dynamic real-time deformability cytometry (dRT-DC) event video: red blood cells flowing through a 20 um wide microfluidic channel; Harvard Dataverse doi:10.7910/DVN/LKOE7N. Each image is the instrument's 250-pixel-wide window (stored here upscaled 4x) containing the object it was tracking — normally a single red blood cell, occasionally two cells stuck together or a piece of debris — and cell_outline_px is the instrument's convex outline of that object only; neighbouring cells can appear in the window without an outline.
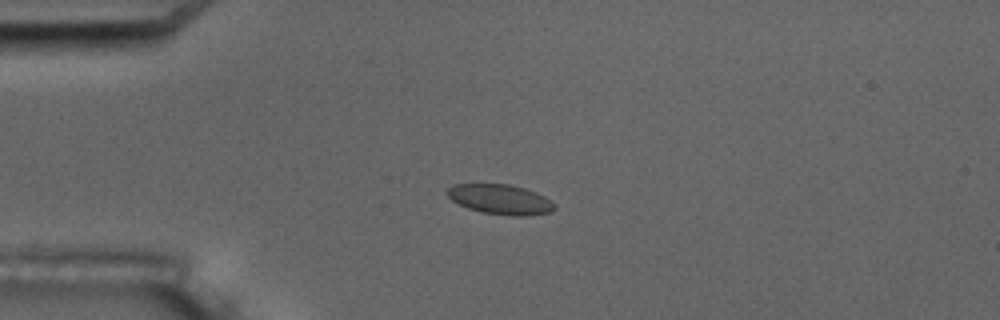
{"species": "common noctule bat (a hibernating species)", "species_latin": "Nyctalus noctula", "temperature_condition": "room temperature", "stored_images_in_passage": 11, "camera_frame_rate_fps": 3000, "um_per_image_px": 0.085, "animal": {"sex": "male", "body_mass_g": 17.5, "forearm_length_mm": 52.3}, "frame": {"image": 1, "passage_image": 4, "time_ms": 4.0, "image_size_px": [1000, 320], "cell_outline_px": [[556, 208], [552, 212], [528, 216], [512, 216], [484, 212], [468, 208], [452, 200], [444, 192], [452, 184], [508, 184], [524, 188], [536, 192], [544, 196]], "centroid_in_image_um": [42.51, 16.94], "position_along_channel_um": 42.5, "area_um2": 18.61}}
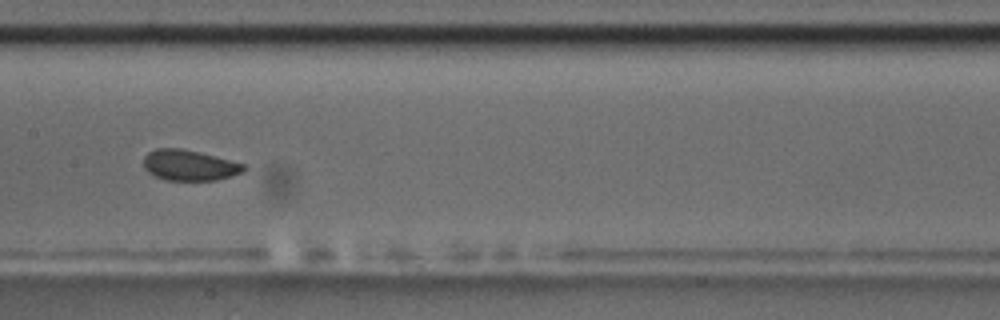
{"frame": {"image": 2, "passage_image": 8, "time_ms": 9.0, "image_size_px": [1000, 320], "cell_outline_px": [[248, 168], [244, 172], [232, 176], [216, 180], [164, 180], [148, 172], [144, 168], [144, 156], [148, 152], [156, 148], [180, 148], [200, 152], [216, 156], [244, 164]], "centroid_in_image_um": [16.11, 14.04], "position_along_channel_um": 191.3, "area_um2": 18.03}}